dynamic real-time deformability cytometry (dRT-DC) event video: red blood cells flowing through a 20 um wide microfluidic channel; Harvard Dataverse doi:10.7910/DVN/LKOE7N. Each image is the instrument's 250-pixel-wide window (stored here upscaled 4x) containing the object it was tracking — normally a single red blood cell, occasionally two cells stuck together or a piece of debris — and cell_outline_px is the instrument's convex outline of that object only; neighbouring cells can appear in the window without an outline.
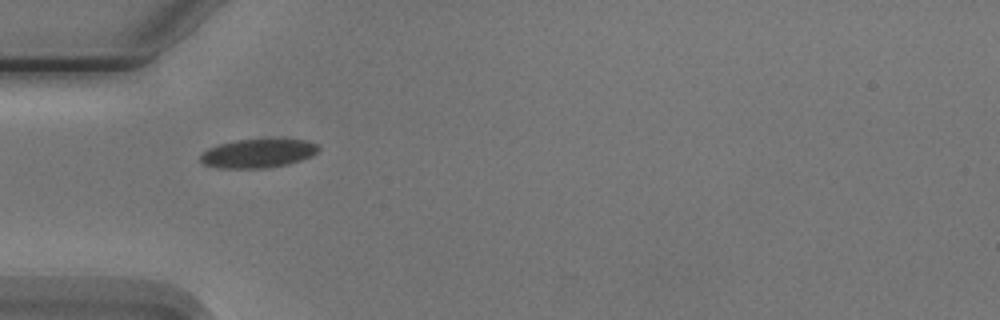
{"species": "Egyptian fruit bat (a non-hibernating species)", "species_latin": "Rousettus aegyptiacus", "temperature_condition": "cold", "stored_images_in_passage": 5, "camera_frame_rate_fps": 3000, "um_per_image_px": 0.085, "animal": {"sex": "male"}, "frame": {"image": 1, "passage_image": 1, "time_ms": 0.0, "image_size_px": [1000, 320], "cell_outline_px": [[320, 148], [312, 156], [288, 164], [264, 168], [220, 168], [204, 164], [200, 160], [200, 156], [208, 148], [220, 144], [236, 140], [304, 140], [316, 144]], "centroid_in_image_um": [21.91, 13.05], "position_along_channel_um": 63.1, "area_um2": 19.42}}
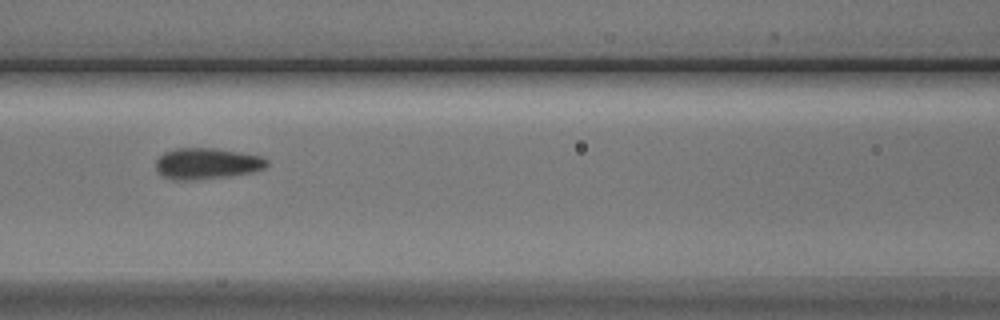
{"frame": {"image": 2, "passage_image": 3, "time_ms": 2.333, "image_size_px": [1000, 320], "cell_outline_px": [[268, 164], [264, 168], [252, 172], [228, 176], [192, 180], [172, 180], [156, 172], [156, 160], [164, 152], [176, 148], [216, 148], [260, 156], [268, 160]], "centroid_in_image_um": [17.55, 13.9], "position_along_channel_um": 149.1, "area_um2": 20.11}}
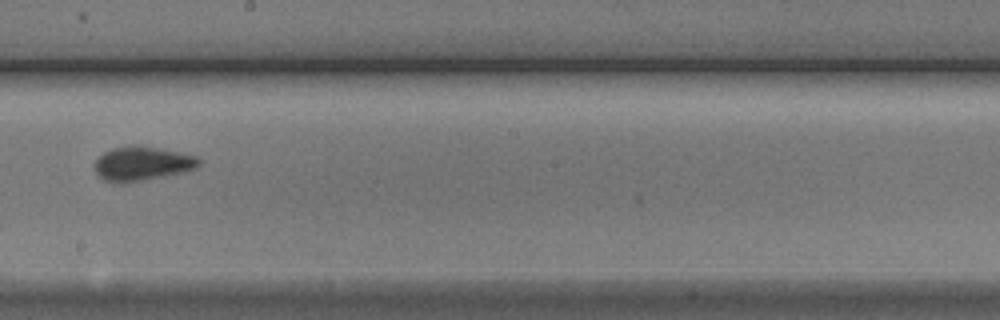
{"frame": {"image": 3, "passage_image": 5, "time_ms": 4.667, "image_size_px": [1000, 320], "cell_outline_px": [[200, 164], [196, 168], [164, 176], [116, 184], [104, 180], [96, 172], [96, 160], [104, 152], [112, 148], [156, 148], [196, 156], [200, 160]], "centroid_in_image_um": [12.07, 13.95], "position_along_channel_um": 236.1, "area_um2": 19.71}}